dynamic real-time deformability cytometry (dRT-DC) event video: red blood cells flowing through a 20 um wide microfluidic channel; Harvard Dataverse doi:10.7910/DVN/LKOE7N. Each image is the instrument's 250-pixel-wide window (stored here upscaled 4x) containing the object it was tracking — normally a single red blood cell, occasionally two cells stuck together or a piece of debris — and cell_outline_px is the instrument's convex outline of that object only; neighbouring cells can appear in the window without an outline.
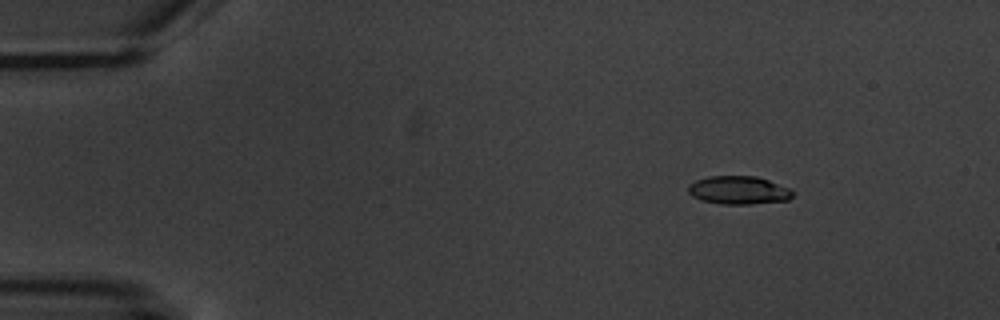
{"species": "common noctule bat (a hibernating species)", "species_latin": "Nyctalus noctula", "temperature_condition": "warm", "stored_images_in_passage": 6, "camera_frame_rate_fps": 3000, "um_per_image_px": 0.085, "animal": {"sex": "male", "body_mass_g": 20.1, "forearm_length_mm": 53.5}, "frame": {"image": 1, "passage_image": 2, "time_ms": 1.333, "image_size_px": [1000, 320], "cell_outline_px": [[792, 196], [788, 200], [752, 204], [720, 204], [700, 200], [692, 196], [688, 192], [688, 184], [696, 180], [708, 176], [756, 176], [792, 188]], "centroid_in_image_um": [62.77, 16.17], "position_along_channel_um": 22.2, "area_um2": 17.34}}
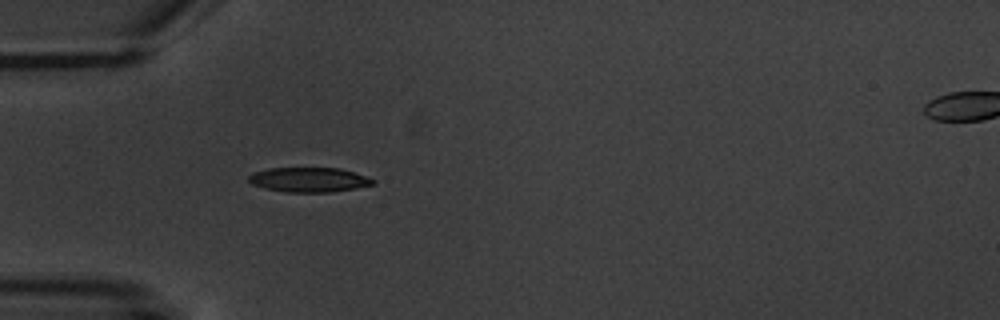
{"frame": {"image": 2, "passage_image": 5, "time_ms": 4.667, "image_size_px": [1000, 320], "cell_outline_px": [[376, 184], [356, 188], [332, 192], [284, 192], [264, 188], [252, 184], [248, 180], [248, 176], [252, 172], [268, 168], [340, 168], [376, 180]], "centroid_in_image_um": [26.24, 15.28], "position_along_channel_um": 58.8, "area_um2": 17.92}}